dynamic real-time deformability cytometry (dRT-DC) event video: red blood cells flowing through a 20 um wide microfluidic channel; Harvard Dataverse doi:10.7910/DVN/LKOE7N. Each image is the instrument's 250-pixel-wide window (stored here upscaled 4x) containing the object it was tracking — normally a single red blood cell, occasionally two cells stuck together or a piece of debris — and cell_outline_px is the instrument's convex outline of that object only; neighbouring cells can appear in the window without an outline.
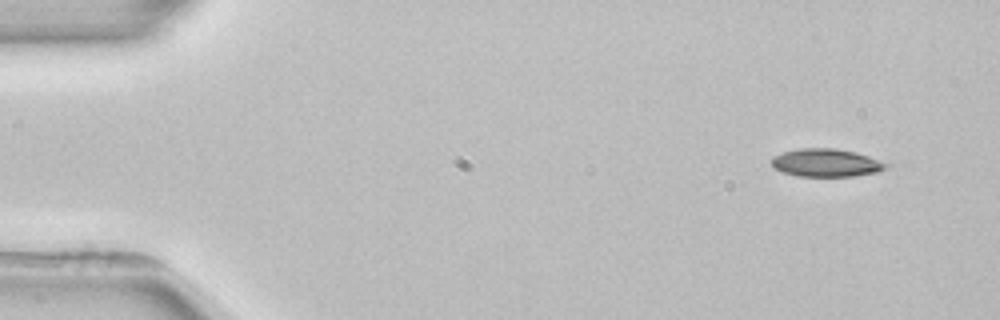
{"species": "common noctule bat (a hibernating species)", "species_latin": "Nyctalus noctula", "temperature_condition": "room temperature", "stored_images_in_passage": 5, "segment_of_instrument_passage": [2, 2], "camera_frame_rate_fps": 3000, "um_per_image_px": 0.085, "animal": {"sex": "female", "body_mass_g": 22.7, "forearm_length_mm": 54.2}, "frame": {"image": 1, "passage_image": 5, "time_ms": 7.0, "image_size_px": [1000, 320], "cell_outline_px": [[888, 164], [884, 168], [876, 172], [852, 176], [800, 176], [784, 172], [772, 168], [772, 156], [784, 152], [800, 148], [836, 148], [856, 152], [868, 156]], "centroid_in_image_um": [70.18, 13.83], "position_along_channel_um": 14.8, "area_um2": 18.44}}